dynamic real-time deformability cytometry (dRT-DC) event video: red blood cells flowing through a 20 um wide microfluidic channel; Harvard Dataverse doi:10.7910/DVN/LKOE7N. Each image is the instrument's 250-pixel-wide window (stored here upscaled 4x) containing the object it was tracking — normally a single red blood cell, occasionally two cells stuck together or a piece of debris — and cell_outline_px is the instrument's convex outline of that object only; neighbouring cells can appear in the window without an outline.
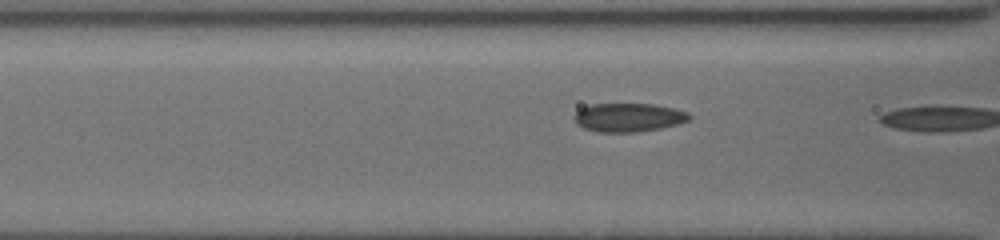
{"species": "common noctule bat (a hibernating species)", "species_latin": "Nyctalus noctula", "temperature_condition": "cold", "stored_images_in_passage": 22, "camera_frame_rate_fps": 3000, "um_per_image_px": 0.085, "animal": {"sex": "female", "body_mass_g": 19.5, "forearm_length_mm": 54.1}, "frame": {"image": 1, "passage_image": 21, "time_ms": 6.667, "image_size_px": [1000, 240], "cell_outline_px": [[692, 116], [688, 120], [676, 124], [660, 128], [636, 132], [600, 132], [584, 128], [576, 124], [576, 112], [580, 108], [592, 104], [652, 104], [672, 108], [688, 112]], "centroid_in_image_um": [53.42, 9.98], "position_along_channel_um": 113.2, "area_um2": 18.96}}